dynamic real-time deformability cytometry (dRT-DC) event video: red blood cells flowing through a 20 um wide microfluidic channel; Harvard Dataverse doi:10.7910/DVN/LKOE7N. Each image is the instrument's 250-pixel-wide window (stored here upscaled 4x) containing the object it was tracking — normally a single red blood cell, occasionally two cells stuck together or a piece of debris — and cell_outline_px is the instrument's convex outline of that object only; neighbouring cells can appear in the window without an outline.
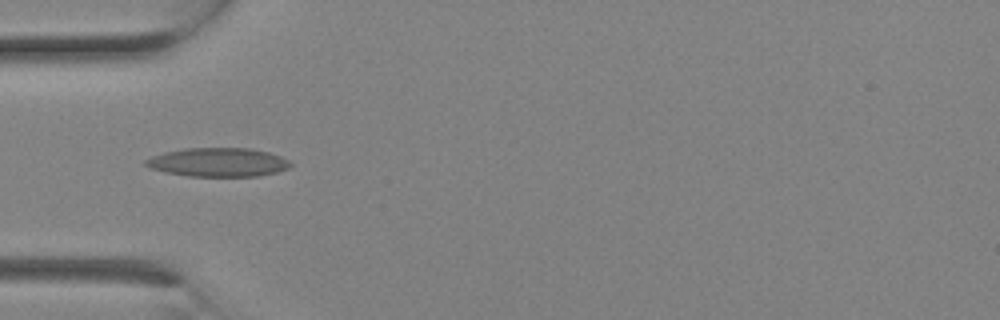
{"species": "Egyptian fruit bat (a non-hibernating species)", "species_latin": "Rousettus aegyptiacus", "temperature_condition": "room temperature", "stored_images_in_passage": 3, "camera_frame_rate_fps": 3000, "um_per_image_px": 0.085, "animal": {"sex": "female"}, "frame": {"image": 1, "passage_image": 3, "time_ms": 0.667, "image_size_px": [1000, 320], "cell_outline_px": [[292, 164], [288, 168], [276, 172], [256, 176], [188, 176], [164, 172], [152, 168], [144, 164], [144, 160], [152, 156], [164, 152], [184, 148], [248, 148], [268, 152], [280, 156], [288, 160]], "centroid_in_image_um": [18.51, 13.79], "position_along_channel_um": 66.5, "area_um2": 24.22}}